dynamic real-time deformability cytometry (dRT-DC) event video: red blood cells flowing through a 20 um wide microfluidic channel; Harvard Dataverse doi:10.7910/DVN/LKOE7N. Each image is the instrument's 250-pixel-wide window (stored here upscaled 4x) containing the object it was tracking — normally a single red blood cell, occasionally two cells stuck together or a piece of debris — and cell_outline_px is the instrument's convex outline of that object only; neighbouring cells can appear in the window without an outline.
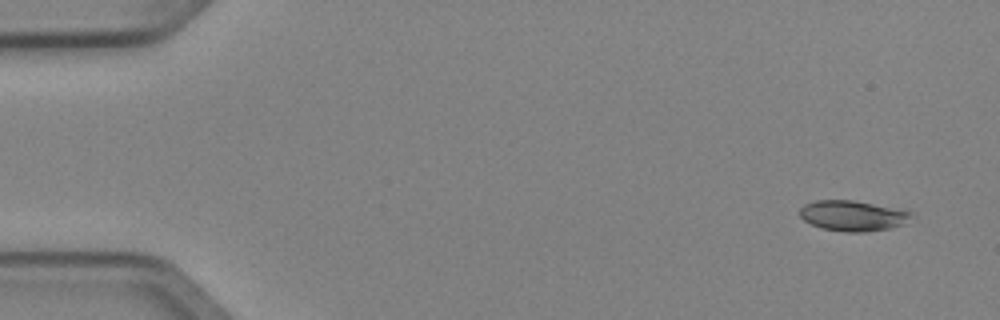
{"species": "Egyptian fruit bat (a non-hibernating species)", "species_latin": "Rousettus aegyptiacus", "temperature_condition": "cold", "stored_images_in_passage": 5, "camera_frame_rate_fps": 3000, "um_per_image_px": 0.085, "animal": {"sex": "female"}, "frame": {"image": 1, "passage_image": 1, "time_ms": 0.0, "image_size_px": [1000, 320], "cell_outline_px": [[912, 212], [904, 224], [888, 228], [864, 232], [844, 232], [820, 228], [804, 220], [800, 216], [800, 208], [804, 204], [816, 200], [852, 200], [908, 208]], "centroid_in_image_um": [72.52, 18.31], "position_along_channel_um": 12.5, "area_um2": 20.11}}